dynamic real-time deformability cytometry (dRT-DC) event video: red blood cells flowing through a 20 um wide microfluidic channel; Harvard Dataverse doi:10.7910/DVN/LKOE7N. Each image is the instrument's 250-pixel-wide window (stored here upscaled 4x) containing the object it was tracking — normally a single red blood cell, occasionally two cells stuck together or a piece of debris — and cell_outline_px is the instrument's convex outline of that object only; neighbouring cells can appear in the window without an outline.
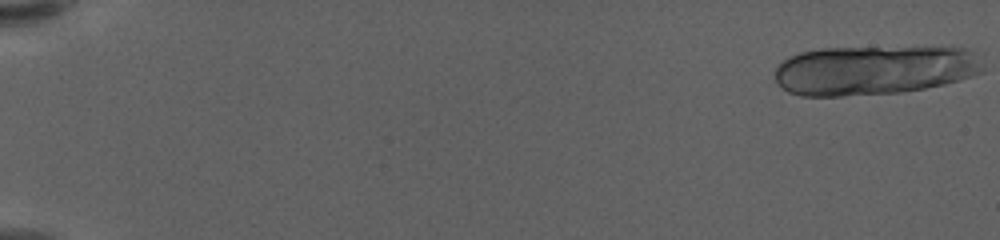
{"species": "human", "species_latin": "Homo sapiens", "temperature_condition": "warm", "stored_images_in_passage": 25, "segment_of_instrument_passage": [1, 2], "camera_frame_rate_fps": 3000, "um_per_image_px": 0.085, "donor": {"sex": "female"}, "frame": {"image": 1, "passage_image": 1, "time_ms": 0.0, "image_size_px": [1000, 240], "cell_outline_px": [[984, 68], [980, 72], [972, 76], [944, 84], [924, 88], [900, 92], [840, 96], [800, 96], [788, 92], [776, 84], [776, 68], [788, 56], [800, 52], [820, 48], [964, 48], [976, 52]], "centroid_in_image_um": [74.25, 5.97], "position_along_channel_um": 10.7, "area_um2": 59.77}}